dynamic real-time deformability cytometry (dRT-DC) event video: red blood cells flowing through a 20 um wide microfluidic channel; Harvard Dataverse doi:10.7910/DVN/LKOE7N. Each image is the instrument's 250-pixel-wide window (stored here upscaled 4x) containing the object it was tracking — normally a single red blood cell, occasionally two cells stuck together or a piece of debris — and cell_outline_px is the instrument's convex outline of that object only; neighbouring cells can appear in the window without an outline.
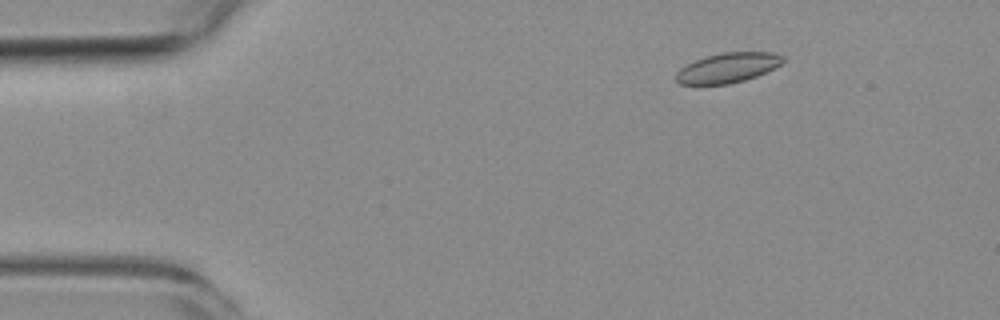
{"species": "common noctule bat (a hibernating species)", "species_latin": "Nyctalus noctula", "temperature_condition": "room temperature", "stored_images_in_passage": 5, "camera_frame_rate_fps": 3000, "um_per_image_px": 0.085, "animal": {"sex": "female", "body_mass_g": 19.3, "forearm_length_mm": 54.1}, "frame": {"image": 1, "passage_image": 2, "time_ms": 1.0, "image_size_px": [1000, 320], "cell_outline_px": [[784, 60], [780, 64], [756, 76], [744, 80], [728, 84], [680, 84], [676, 80], [676, 72], [680, 68], [696, 60], [720, 52], [772, 52], [784, 56]], "centroid_in_image_um": [61.85, 5.75], "position_along_channel_um": 23.2, "area_um2": 18.32}}
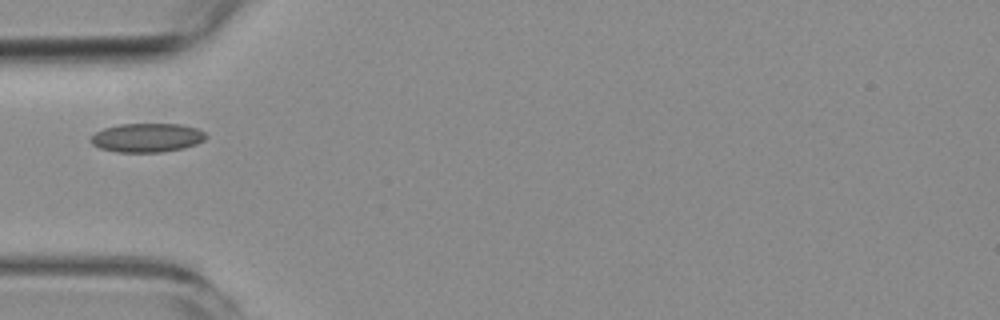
{"frame": {"image": 2, "passage_image": 5, "time_ms": 4.333, "image_size_px": [1000, 320], "cell_outline_px": [[208, 136], [204, 140], [196, 144], [184, 148], [160, 152], [116, 152], [100, 148], [92, 144], [88, 140], [96, 132], [104, 128], [120, 124], [180, 124], [196, 128], [204, 132]], "centroid_in_image_um": [12.49, 11.7], "position_along_channel_um": 72.5, "area_um2": 19.42}}